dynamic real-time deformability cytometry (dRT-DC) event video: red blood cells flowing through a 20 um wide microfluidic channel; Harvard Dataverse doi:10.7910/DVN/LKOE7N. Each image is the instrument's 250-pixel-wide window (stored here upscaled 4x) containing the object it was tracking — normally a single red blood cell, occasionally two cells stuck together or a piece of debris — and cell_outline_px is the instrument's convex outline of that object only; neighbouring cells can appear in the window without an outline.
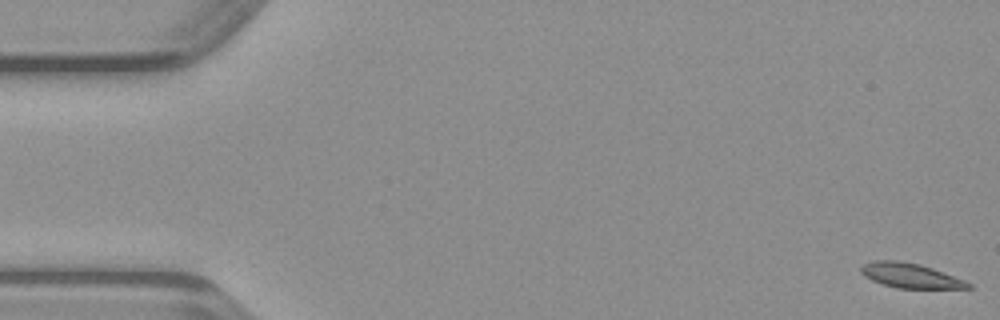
{"species": "common noctule bat (a hibernating species)", "species_latin": "Nyctalus noctula", "temperature_condition": "warm", "stored_images_in_passage": 49, "camera_frame_rate_fps": 3000, "um_per_image_px": 0.085, "animal": {"sex": "male", "body_mass_g": 23.1, "forearm_length_mm": 52.7}, "frame": {"image": 1, "passage_image": 1, "time_ms": 0.0, "image_size_px": [1000, 320], "cell_outline_px": [[972, 288], [896, 288], [872, 280], [864, 276], [860, 272], [860, 268], [864, 264], [872, 260], [900, 260], [920, 264], [932, 268], [964, 280], [972, 284]], "centroid_in_image_um": [77.35, 23.41], "position_along_channel_um": 7.6, "area_um2": 15.37}}
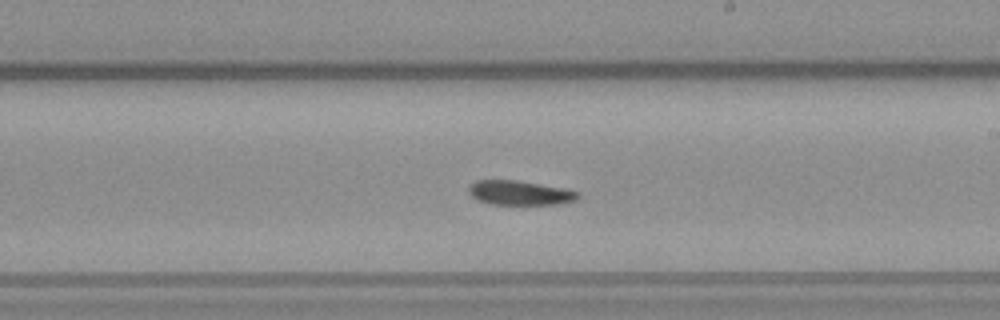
{"frame": {"image": 2, "passage_image": 28, "time_ms": 9.0, "image_size_px": [1000, 320], "cell_outline_px": [[580, 196], [576, 200], [560, 204], [492, 204], [476, 200], [468, 192], [468, 188], [476, 180], [516, 180], [568, 188], [580, 192]], "centroid_in_image_um": [44.23, 16.39], "position_along_channel_um": 244.8, "area_um2": 15.72}}
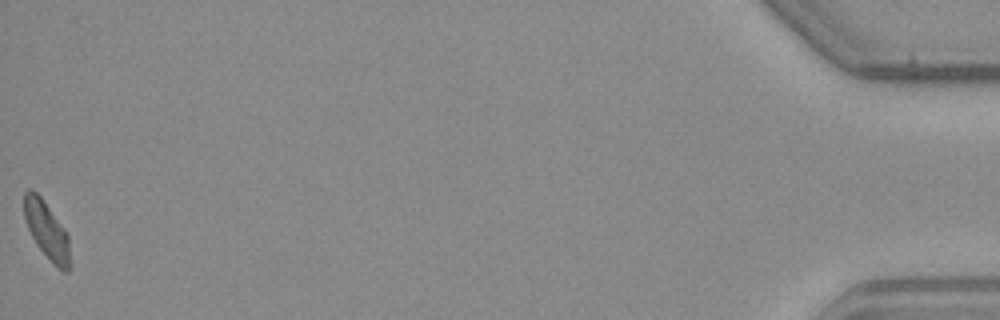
{"frame": {"image": 3, "passage_image": 49, "time_ms": 16.0, "image_size_px": [1000, 320], "cell_outline_px": [[72, 268], [68, 272], [64, 272], [36, 244], [24, 220], [24, 192], [28, 188], [32, 188], [40, 196], [64, 228], [68, 236], [72, 264]], "centroid_in_image_um": [3.99, 19.57], "position_along_channel_um": 431.2, "area_um2": 15.26}}